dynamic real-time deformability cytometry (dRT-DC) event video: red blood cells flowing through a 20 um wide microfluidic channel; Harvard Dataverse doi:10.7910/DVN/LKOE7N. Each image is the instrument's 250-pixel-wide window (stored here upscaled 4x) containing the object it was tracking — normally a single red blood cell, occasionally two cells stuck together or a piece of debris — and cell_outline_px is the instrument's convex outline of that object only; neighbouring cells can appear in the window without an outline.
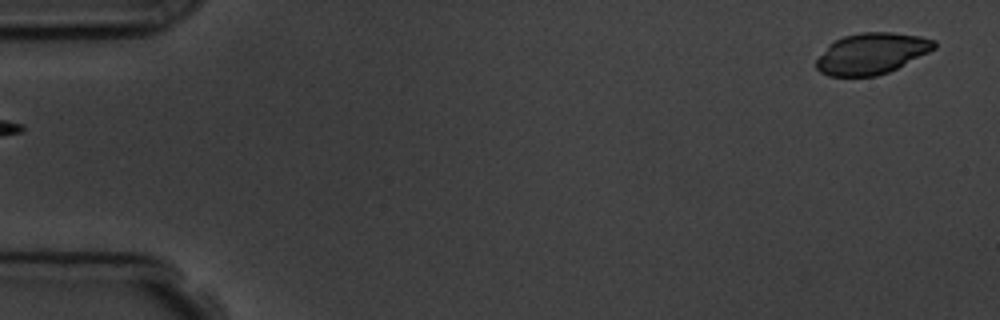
{"species": "common noctule bat (a hibernating species)", "species_latin": "Nyctalus noctula", "temperature_condition": "room temperature", "stored_images_in_passage": 6, "segment_of_instrument_passage": [2, 2], "camera_frame_rate_fps": 3000, "um_per_image_px": 0.085, "animal": {"sex": "male", "body_mass_g": 19.5, "forearm_length_mm": 54.6}, "frame": {"image": 1, "passage_image": 6, "time_ms": 5.667, "image_size_px": [1000, 320], "cell_outline_px": [[936, 48], [888, 72], [876, 76], [828, 76], [820, 72], [816, 68], [816, 60], [828, 44], [844, 36], [860, 32], [892, 32], [920, 36], [936, 40]], "centroid_in_image_um": [74.07, 4.54], "position_along_channel_um": 10.9, "area_um2": 28.15}}